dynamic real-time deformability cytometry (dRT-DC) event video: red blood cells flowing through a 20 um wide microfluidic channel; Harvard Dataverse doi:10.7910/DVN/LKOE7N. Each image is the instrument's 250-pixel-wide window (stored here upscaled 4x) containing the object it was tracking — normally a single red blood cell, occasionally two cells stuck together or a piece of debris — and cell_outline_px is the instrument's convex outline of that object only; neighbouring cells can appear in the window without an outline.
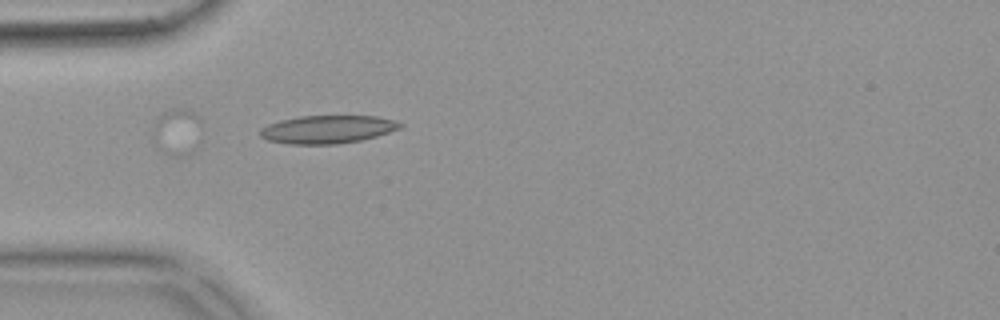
{"species": "common noctule bat (a hibernating species)", "species_latin": "Nyctalus noctula", "temperature_condition": "warm", "stored_images_in_passage": 28, "segment_of_instrument_passage": [1, 2], "camera_frame_rate_fps": 3000, "um_per_image_px": 0.085, "animal": {"sex": "female", "body_mass_g": 18.4}, "frame": {"image": 1, "passage_image": 2, "time_ms": 0.333, "image_size_px": [1000, 320], "cell_outline_px": [[404, 124], [400, 128], [376, 136], [360, 140], [336, 144], [292, 144], [268, 140], [260, 136], [260, 128], [268, 124], [280, 120], [300, 116], [376, 116], [392, 120]], "centroid_in_image_um": [27.81, 10.99], "position_along_channel_um": 57.2, "area_um2": 22.66}}
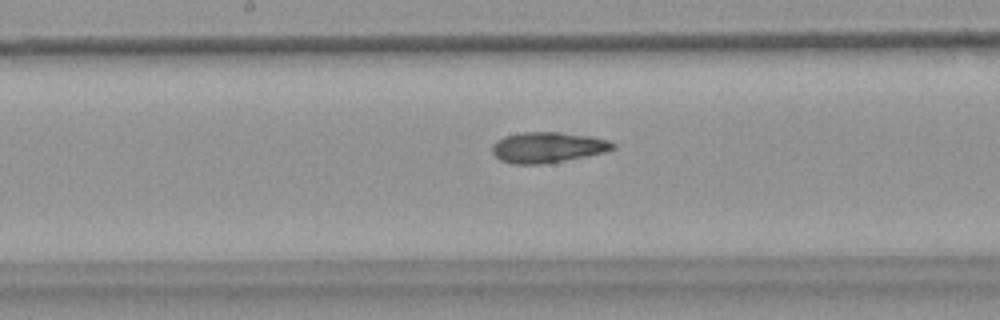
{"frame": {"image": 2, "passage_image": 14, "time_ms": 4.333, "image_size_px": [1000, 320], "cell_outline_px": [[616, 148], [604, 152], [588, 156], [540, 164], [512, 164], [500, 160], [492, 152], [492, 144], [496, 140], [504, 136], [520, 132], [560, 132], [592, 136], [608, 140], [616, 144]], "centroid_in_image_um": [46.55, 12.51], "position_along_channel_um": 201.7, "area_um2": 21.68}}
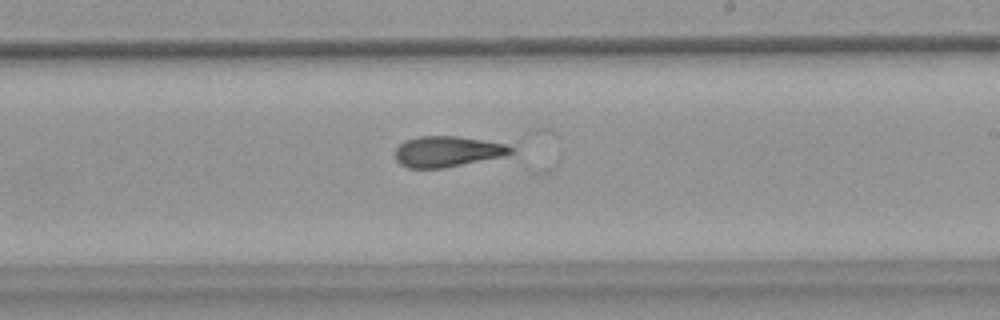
{"frame": {"image": 3, "passage_image": 18, "time_ms": 5.667, "image_size_px": [1000, 320], "cell_outline_px": [[516, 152], [504, 156], [444, 168], [408, 168], [400, 164], [396, 160], [396, 148], [404, 140], [420, 136], [456, 136], [504, 144], [516, 148]], "centroid_in_image_um": [38.03, 12.88], "position_along_channel_um": 251.0, "area_um2": 20.69}}